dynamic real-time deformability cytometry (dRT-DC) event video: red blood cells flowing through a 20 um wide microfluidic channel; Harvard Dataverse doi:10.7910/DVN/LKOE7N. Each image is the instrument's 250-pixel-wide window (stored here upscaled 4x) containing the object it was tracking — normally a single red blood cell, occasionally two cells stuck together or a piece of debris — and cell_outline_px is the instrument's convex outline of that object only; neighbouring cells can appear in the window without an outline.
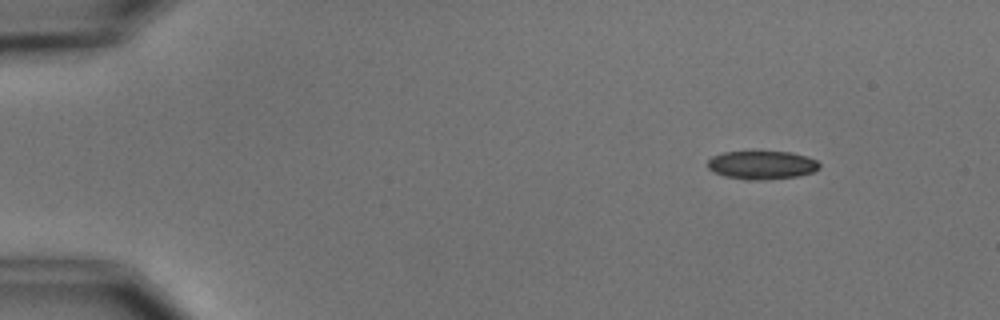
{"species": "common noctule bat (a hibernating species)", "species_latin": "Nyctalus noctula", "temperature_condition": "cold", "stored_images_in_passage": 5, "camera_frame_rate_fps": 3000, "um_per_image_px": 0.085, "animal": {"sex": "male", "body_mass_g": 15.6}, "frame": {"image": 1, "passage_image": 2, "time_ms": 1.0, "image_size_px": [1000, 320], "cell_outline_px": [[820, 168], [812, 172], [796, 176], [764, 180], [748, 180], [724, 176], [712, 172], [708, 168], [708, 160], [712, 156], [724, 152], [792, 152], [808, 156], [816, 160], [820, 164]], "centroid_in_image_um": [64.75, 14.03], "position_along_channel_um": 20.2, "area_um2": 18.55}}